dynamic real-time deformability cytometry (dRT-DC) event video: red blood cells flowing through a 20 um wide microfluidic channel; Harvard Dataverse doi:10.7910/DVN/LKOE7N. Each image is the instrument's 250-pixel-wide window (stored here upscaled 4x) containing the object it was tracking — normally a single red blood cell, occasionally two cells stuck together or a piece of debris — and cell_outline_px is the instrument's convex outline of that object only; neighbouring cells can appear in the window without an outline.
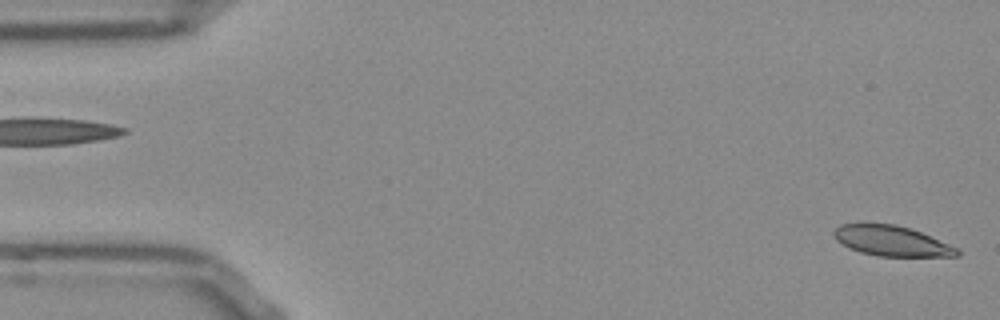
{"species": "Egyptian fruit bat (a non-hibernating species)", "species_latin": "Rousettus aegyptiacus", "temperature_condition": "room temperature", "stored_images_in_passage": 53, "camera_frame_rate_fps": 3000, "um_per_image_px": 0.085, "frame": {"image": 1, "passage_image": 1, "time_ms": 0.0, "image_size_px": [1000, 320], "cell_outline_px": [[960, 256], [880, 256], [860, 252], [848, 248], [836, 240], [832, 232], [840, 224], [864, 220], [892, 224], [908, 228], [920, 232], [960, 248]], "centroid_in_image_um": [75.72, 20.44], "position_along_channel_um": 9.3, "area_um2": 22.31}}
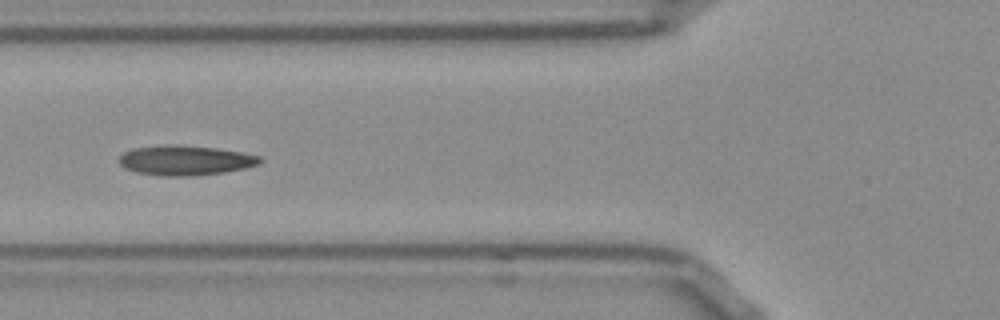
{"frame": {"image": 2, "passage_image": 19, "time_ms": 6.0, "image_size_px": [1000, 320], "cell_outline_px": [[264, 160], [260, 164], [244, 168], [224, 172], [192, 176], [160, 176], [136, 172], [124, 168], [120, 164], [120, 156], [124, 152], [132, 148], [216, 148], [240, 152], [260, 156]], "centroid_in_image_um": [15.8, 13.69], "position_along_channel_um": 110.0, "area_um2": 23.29}}
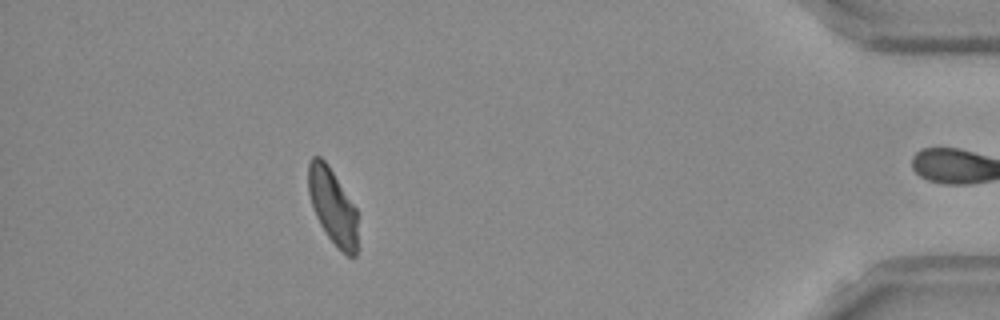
{"frame": {"image": 3, "passage_image": 47, "time_ms": 15.333, "image_size_px": [1000, 320], "cell_outline_px": [[356, 256], [352, 260], [328, 236], [320, 224], [316, 216], [308, 192], [308, 164], [312, 156], [320, 156], [328, 164], [356, 208]], "centroid_in_image_um": [28.26, 17.5], "position_along_channel_um": 406.9, "area_um2": 21.39}, "authors_computed_cell_mechanics": {"area_um2": 23.12, "velocity_mm_per_s": 3.7865, "shape_relaxation_time_tau1_ms": 7.9221, "shape_relaxation_time_tau2_ms": 1.9554, "deformation_change_tau1": 0.1908, "deformation_change_tau2": 0.0753}}